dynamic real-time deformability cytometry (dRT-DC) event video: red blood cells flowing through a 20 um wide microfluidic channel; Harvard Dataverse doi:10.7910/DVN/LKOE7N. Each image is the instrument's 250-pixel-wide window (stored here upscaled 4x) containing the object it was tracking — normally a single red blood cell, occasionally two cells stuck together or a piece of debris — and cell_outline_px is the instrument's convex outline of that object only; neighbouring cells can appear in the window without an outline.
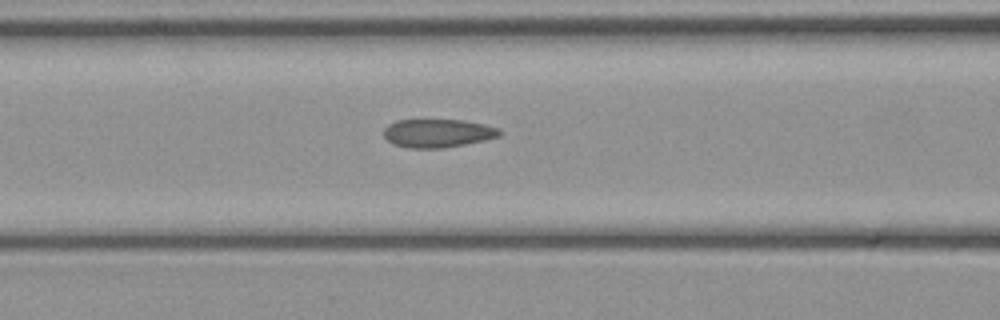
{"species": "common noctule bat (a hibernating species)", "species_latin": "Nyctalus noctula", "temperature_condition": "cold", "stored_images_in_passage": 34, "camera_frame_rate_fps": 3000, "um_per_image_px": 0.085, "animal": {"sex": "female", "body_mass_g": 21.9}, "frame": {"image": 1, "passage_image": 16, "time_ms": 5.0, "image_size_px": [1000, 320], "cell_outline_px": [[504, 132], [500, 136], [484, 140], [444, 148], [408, 148], [392, 144], [384, 136], [384, 128], [388, 124], [396, 120], [464, 120], [484, 124], [500, 128]], "centroid_in_image_um": [37.22, 11.32], "position_along_channel_um": 129.4, "area_um2": 19.31}}
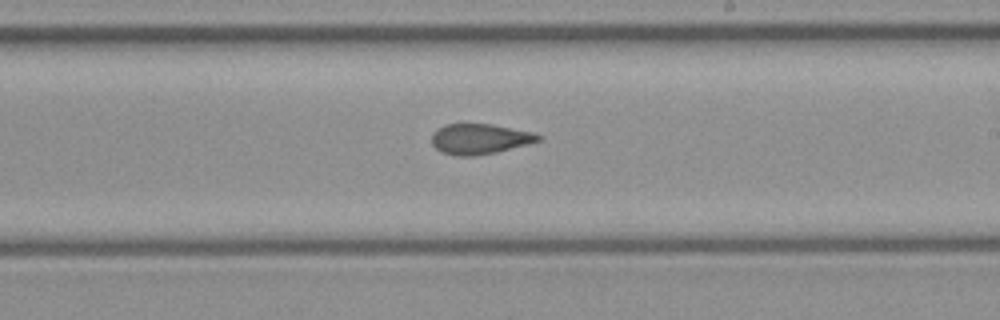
{"frame": {"image": 2, "passage_image": 24, "time_ms": 7.667, "image_size_px": [1000, 320], "cell_outline_px": [[544, 140], [496, 152], [476, 156], [456, 156], [440, 152], [432, 144], [432, 132], [436, 128], [444, 124], [492, 124], [532, 132], [544, 136]], "centroid_in_image_um": [40.78, 11.81], "position_along_channel_um": 248.2, "area_um2": 19.13}}
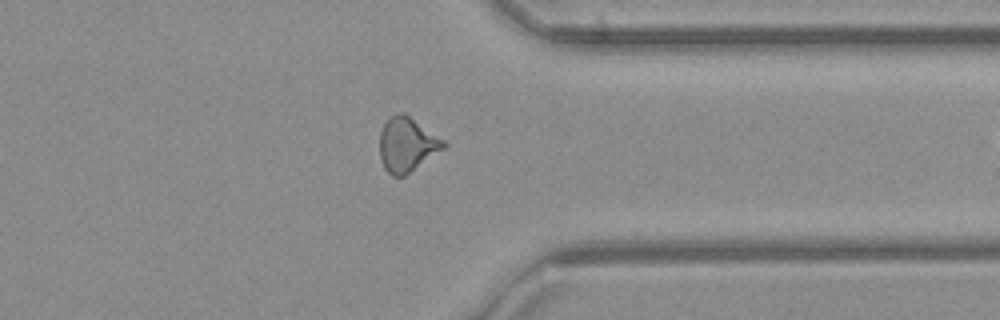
{"frame": {"image": 3, "passage_image": 33, "time_ms": 10.667, "image_size_px": [1000, 320], "cell_outline_px": [[448, 144], [444, 148], [404, 176], [392, 176], [384, 168], [380, 160], [380, 132], [384, 124], [392, 116], [400, 112], [404, 112], [444, 140]], "centroid_in_image_um": [34.58, 12.29], "position_along_channel_um": 376.8, "area_um2": 20.0}}